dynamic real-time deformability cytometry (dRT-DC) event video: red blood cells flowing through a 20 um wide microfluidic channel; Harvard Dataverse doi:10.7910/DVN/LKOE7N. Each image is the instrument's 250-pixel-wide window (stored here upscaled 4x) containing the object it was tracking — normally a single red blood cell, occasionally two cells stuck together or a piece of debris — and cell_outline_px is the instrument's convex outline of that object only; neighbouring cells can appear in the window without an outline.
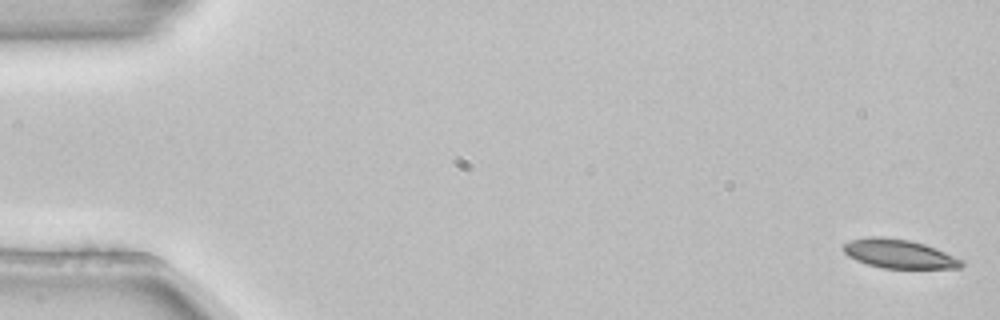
{"species": "common noctule bat (a hibernating species)", "species_latin": "Nyctalus noctula", "temperature_condition": "room temperature", "stored_images_in_passage": 4, "camera_frame_rate_fps": 3000, "um_per_image_px": 0.085, "animal": {"sex": "female", "body_mass_g": 22.7, "forearm_length_mm": 54.2}, "frame": {"image": 1, "passage_image": 4, "time_ms": 1.0, "image_size_px": [1000, 320], "cell_outline_px": [[964, 264], [960, 268], [884, 268], [868, 264], [856, 260], [848, 256], [840, 248], [844, 244], [852, 240], [868, 236], [880, 236], [908, 240], [924, 244], [936, 248], [964, 260]], "centroid_in_image_um": [76.41, 21.57], "position_along_channel_um": 8.6, "area_um2": 19.88}}